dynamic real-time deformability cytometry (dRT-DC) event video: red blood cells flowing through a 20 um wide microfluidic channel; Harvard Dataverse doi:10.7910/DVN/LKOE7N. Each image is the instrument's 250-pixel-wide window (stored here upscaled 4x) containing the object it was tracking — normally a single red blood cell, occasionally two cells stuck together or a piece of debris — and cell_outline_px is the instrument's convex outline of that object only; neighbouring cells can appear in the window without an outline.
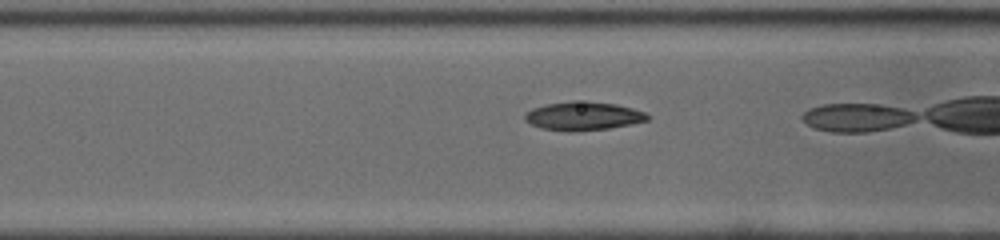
{"species": "common noctule bat (a hibernating species)", "species_latin": "Nyctalus noctula", "temperature_condition": "cold", "stored_images_in_passage": 21, "camera_frame_rate_fps": 3000, "um_per_image_px": 0.085, "animal": {"sex": "male", "body_mass_g": 19.0, "forearm_length_mm": 50.8}, "frame": {"image": 1, "passage_image": 16, "time_ms": 5.0, "image_size_px": [1000, 240], "cell_outline_px": [[648, 120], [632, 124], [608, 128], [540, 128], [524, 120], [524, 112], [532, 108], [544, 104], [572, 100], [588, 100], [616, 104], [632, 108], [644, 112], [648, 116]], "centroid_in_image_um": [49.56, 9.78], "position_along_channel_um": 117.0, "area_um2": 19.71}}